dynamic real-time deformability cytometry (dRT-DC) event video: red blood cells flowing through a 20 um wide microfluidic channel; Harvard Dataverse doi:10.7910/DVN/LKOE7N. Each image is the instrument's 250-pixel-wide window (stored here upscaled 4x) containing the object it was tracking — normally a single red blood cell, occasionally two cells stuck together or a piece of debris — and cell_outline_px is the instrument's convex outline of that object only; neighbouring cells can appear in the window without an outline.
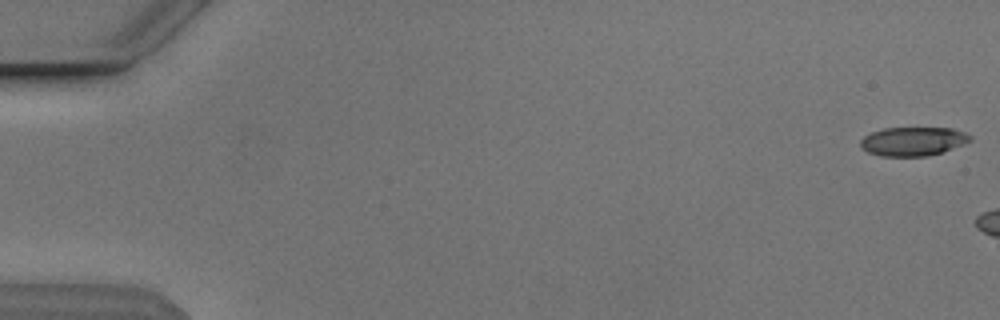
{"species": "Egyptian fruit bat (a non-hibernating species)", "species_latin": "Rousettus aegyptiacus", "temperature_condition": "cold", "stored_images_in_passage": 16, "camera_frame_rate_fps": 3000, "um_per_image_px": 0.085, "animal": {"sex": "male"}, "frame": {"image": 1, "passage_image": 1, "time_ms": 0.0, "image_size_px": [1000, 320], "cell_outline_px": [[972, 140], [964, 144], [928, 156], [880, 156], [868, 152], [860, 144], [860, 140], [864, 136], [872, 132], [884, 128], [952, 128], [964, 132], [972, 136]], "centroid_in_image_um": [77.61, 12.01], "position_along_channel_um": 7.4, "area_um2": 18.32}}